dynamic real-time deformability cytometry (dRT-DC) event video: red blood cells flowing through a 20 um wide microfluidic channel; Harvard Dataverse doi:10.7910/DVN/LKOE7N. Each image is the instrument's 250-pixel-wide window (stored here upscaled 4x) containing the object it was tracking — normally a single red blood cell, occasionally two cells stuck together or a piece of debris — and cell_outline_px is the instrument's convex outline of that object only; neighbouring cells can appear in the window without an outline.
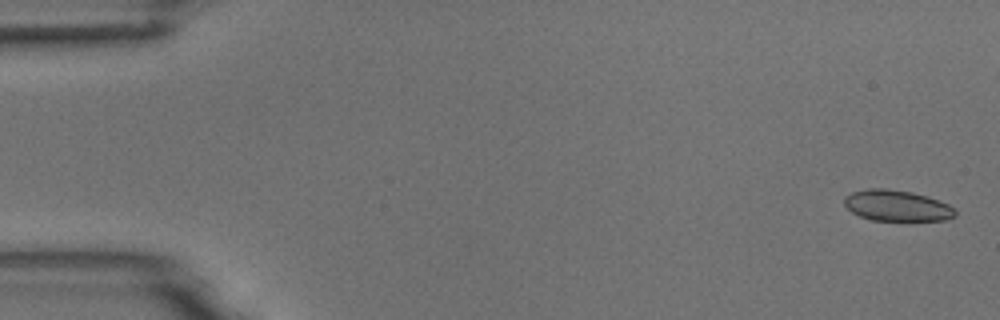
{"species": "common noctule bat (a hibernating species)", "species_latin": "Nyctalus noctula", "temperature_condition": "room temperature", "stored_images_in_passage": 55, "camera_frame_rate_fps": 3000, "um_per_image_px": 0.085, "animal": {"sex": "male", "body_mass_g": 18.8}, "frame": {"image": 1, "passage_image": 2, "time_ms": 0.333, "image_size_px": [1000, 320], "cell_outline_px": [[956, 216], [944, 220], [872, 220], [860, 216], [852, 212], [844, 204], [844, 196], [852, 192], [868, 188], [884, 188], [912, 192], [948, 204], [956, 212]], "centroid_in_image_um": [76.19, 17.47], "position_along_channel_um": 8.8, "area_um2": 19.77}}
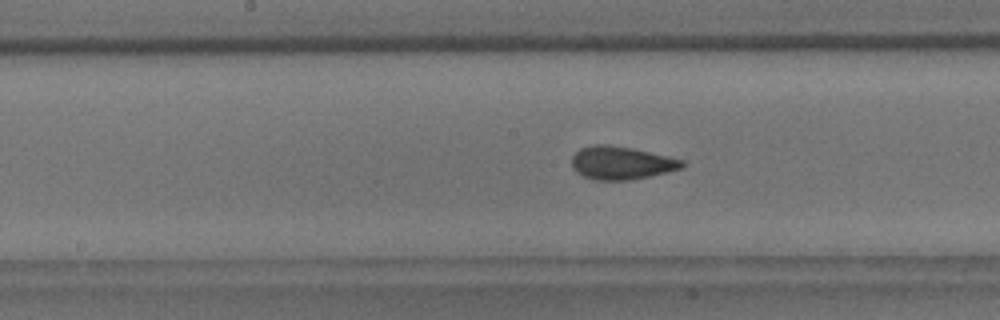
{"frame": {"image": 2, "passage_image": 28, "time_ms": 9.0, "image_size_px": [1000, 320], "cell_outline_px": [[688, 164], [684, 168], [648, 176], [628, 180], [596, 180], [584, 176], [576, 172], [572, 168], [572, 156], [580, 148], [592, 144], [608, 144], [632, 148], [684, 160]], "centroid_in_image_um": [52.81, 13.84], "position_along_channel_um": 195.4, "area_um2": 21.33}}
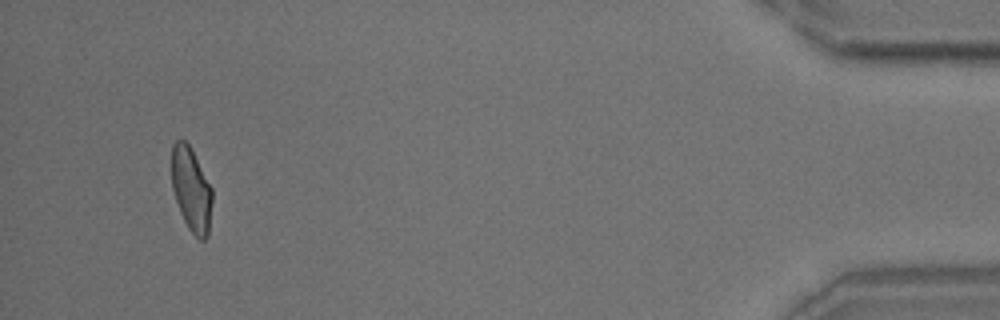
{"frame": {"image": 3, "passage_image": 52, "time_ms": 17.0, "image_size_px": [1000, 320], "cell_outline_px": [[212, 200], [208, 236], [204, 240], [200, 240], [188, 228], [180, 212], [172, 188], [172, 144], [176, 140], [184, 140], [192, 148], [212, 188]], "centroid_in_image_um": [16.26, 16.09], "position_along_channel_um": 418.9, "area_um2": 19.88}, "authors_computed_cell_mechanics": {"area_um2": 20.6924, "velocity_mm_per_s": 3.7192, "shape_relaxation_time_tau1_ms": 3.7283, "shape_relaxation_time_tau2_ms": 1.0904, "deformation_change_tau1": 0.1138, "deformation_change_tau2": 0.0579}}